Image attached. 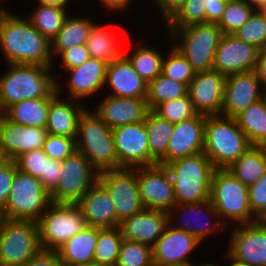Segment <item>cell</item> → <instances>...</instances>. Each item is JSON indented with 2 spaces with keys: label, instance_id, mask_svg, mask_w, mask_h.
<instances>
[{
  "label": "cell",
  "instance_id": "cell-1",
  "mask_svg": "<svg viewBox=\"0 0 266 266\" xmlns=\"http://www.w3.org/2000/svg\"><path fill=\"white\" fill-rule=\"evenodd\" d=\"M9 8L0 10V48L6 64L53 66L51 42L29 19ZM13 13V14H12Z\"/></svg>",
  "mask_w": 266,
  "mask_h": 266
},
{
  "label": "cell",
  "instance_id": "cell-2",
  "mask_svg": "<svg viewBox=\"0 0 266 266\" xmlns=\"http://www.w3.org/2000/svg\"><path fill=\"white\" fill-rule=\"evenodd\" d=\"M55 66L7 64L0 74V105L5 112L26 99L50 98L57 92Z\"/></svg>",
  "mask_w": 266,
  "mask_h": 266
},
{
  "label": "cell",
  "instance_id": "cell-3",
  "mask_svg": "<svg viewBox=\"0 0 266 266\" xmlns=\"http://www.w3.org/2000/svg\"><path fill=\"white\" fill-rule=\"evenodd\" d=\"M75 141L77 151L88 159L98 173L121 168L113 130L89 107L80 116Z\"/></svg>",
  "mask_w": 266,
  "mask_h": 266
},
{
  "label": "cell",
  "instance_id": "cell-4",
  "mask_svg": "<svg viewBox=\"0 0 266 266\" xmlns=\"http://www.w3.org/2000/svg\"><path fill=\"white\" fill-rule=\"evenodd\" d=\"M251 146L235 118L206 116L203 152L215 169H228Z\"/></svg>",
  "mask_w": 266,
  "mask_h": 266
},
{
  "label": "cell",
  "instance_id": "cell-5",
  "mask_svg": "<svg viewBox=\"0 0 266 266\" xmlns=\"http://www.w3.org/2000/svg\"><path fill=\"white\" fill-rule=\"evenodd\" d=\"M176 203H202L210 199L215 168L204 152L177 159L166 165Z\"/></svg>",
  "mask_w": 266,
  "mask_h": 266
},
{
  "label": "cell",
  "instance_id": "cell-6",
  "mask_svg": "<svg viewBox=\"0 0 266 266\" xmlns=\"http://www.w3.org/2000/svg\"><path fill=\"white\" fill-rule=\"evenodd\" d=\"M209 201L227 227L259 221L251 211L248 187L228 169L214 170Z\"/></svg>",
  "mask_w": 266,
  "mask_h": 266
},
{
  "label": "cell",
  "instance_id": "cell-7",
  "mask_svg": "<svg viewBox=\"0 0 266 266\" xmlns=\"http://www.w3.org/2000/svg\"><path fill=\"white\" fill-rule=\"evenodd\" d=\"M166 30L169 41L195 72L212 70L215 52L223 35L218 24L200 23Z\"/></svg>",
  "mask_w": 266,
  "mask_h": 266
},
{
  "label": "cell",
  "instance_id": "cell-8",
  "mask_svg": "<svg viewBox=\"0 0 266 266\" xmlns=\"http://www.w3.org/2000/svg\"><path fill=\"white\" fill-rule=\"evenodd\" d=\"M41 249L37 221L0 218V266H25Z\"/></svg>",
  "mask_w": 266,
  "mask_h": 266
},
{
  "label": "cell",
  "instance_id": "cell-9",
  "mask_svg": "<svg viewBox=\"0 0 266 266\" xmlns=\"http://www.w3.org/2000/svg\"><path fill=\"white\" fill-rule=\"evenodd\" d=\"M51 203L50 193L39 178L17 170L0 217L37 221Z\"/></svg>",
  "mask_w": 266,
  "mask_h": 266
},
{
  "label": "cell",
  "instance_id": "cell-10",
  "mask_svg": "<svg viewBox=\"0 0 266 266\" xmlns=\"http://www.w3.org/2000/svg\"><path fill=\"white\" fill-rule=\"evenodd\" d=\"M37 224L41 248L53 251L87 226L80 208L71 203H51Z\"/></svg>",
  "mask_w": 266,
  "mask_h": 266
},
{
  "label": "cell",
  "instance_id": "cell-11",
  "mask_svg": "<svg viewBox=\"0 0 266 266\" xmlns=\"http://www.w3.org/2000/svg\"><path fill=\"white\" fill-rule=\"evenodd\" d=\"M98 180V172L79 151L62 161L57 185L49 192L52 203L75 204Z\"/></svg>",
  "mask_w": 266,
  "mask_h": 266
},
{
  "label": "cell",
  "instance_id": "cell-12",
  "mask_svg": "<svg viewBox=\"0 0 266 266\" xmlns=\"http://www.w3.org/2000/svg\"><path fill=\"white\" fill-rule=\"evenodd\" d=\"M168 223L176 229L190 233L200 242L215 235V232L225 233L227 227L209 200L202 203H176L168 211Z\"/></svg>",
  "mask_w": 266,
  "mask_h": 266
},
{
  "label": "cell",
  "instance_id": "cell-13",
  "mask_svg": "<svg viewBox=\"0 0 266 266\" xmlns=\"http://www.w3.org/2000/svg\"><path fill=\"white\" fill-rule=\"evenodd\" d=\"M98 181L107 189L120 222L145 209L140 198L137 168H120L98 173Z\"/></svg>",
  "mask_w": 266,
  "mask_h": 266
},
{
  "label": "cell",
  "instance_id": "cell-14",
  "mask_svg": "<svg viewBox=\"0 0 266 266\" xmlns=\"http://www.w3.org/2000/svg\"><path fill=\"white\" fill-rule=\"evenodd\" d=\"M137 181L145 209L168 212L176 204L173 182L166 166L137 167Z\"/></svg>",
  "mask_w": 266,
  "mask_h": 266
},
{
  "label": "cell",
  "instance_id": "cell-15",
  "mask_svg": "<svg viewBox=\"0 0 266 266\" xmlns=\"http://www.w3.org/2000/svg\"><path fill=\"white\" fill-rule=\"evenodd\" d=\"M231 229L226 252L248 266H266V227L257 221Z\"/></svg>",
  "mask_w": 266,
  "mask_h": 266
},
{
  "label": "cell",
  "instance_id": "cell-16",
  "mask_svg": "<svg viewBox=\"0 0 266 266\" xmlns=\"http://www.w3.org/2000/svg\"><path fill=\"white\" fill-rule=\"evenodd\" d=\"M106 68L107 63L90 57L81 66L66 70L68 80L66 79V84H60V80H57V93L62 96L66 90L67 98L82 103L83 100L101 95L100 93L105 89Z\"/></svg>",
  "mask_w": 266,
  "mask_h": 266
},
{
  "label": "cell",
  "instance_id": "cell-17",
  "mask_svg": "<svg viewBox=\"0 0 266 266\" xmlns=\"http://www.w3.org/2000/svg\"><path fill=\"white\" fill-rule=\"evenodd\" d=\"M112 130L115 151L121 168L150 166V152L144 121L118 126Z\"/></svg>",
  "mask_w": 266,
  "mask_h": 266
},
{
  "label": "cell",
  "instance_id": "cell-18",
  "mask_svg": "<svg viewBox=\"0 0 266 266\" xmlns=\"http://www.w3.org/2000/svg\"><path fill=\"white\" fill-rule=\"evenodd\" d=\"M195 236L167 225L152 247L153 262L158 266H180L192 263L190 256L202 246Z\"/></svg>",
  "mask_w": 266,
  "mask_h": 266
},
{
  "label": "cell",
  "instance_id": "cell-19",
  "mask_svg": "<svg viewBox=\"0 0 266 266\" xmlns=\"http://www.w3.org/2000/svg\"><path fill=\"white\" fill-rule=\"evenodd\" d=\"M226 77L215 70L196 72L188 86V94L198 114L221 115Z\"/></svg>",
  "mask_w": 266,
  "mask_h": 266
},
{
  "label": "cell",
  "instance_id": "cell-20",
  "mask_svg": "<svg viewBox=\"0 0 266 266\" xmlns=\"http://www.w3.org/2000/svg\"><path fill=\"white\" fill-rule=\"evenodd\" d=\"M206 115L196 116L174 124L165 156L157 163L167 164L196 153L203 152Z\"/></svg>",
  "mask_w": 266,
  "mask_h": 266
},
{
  "label": "cell",
  "instance_id": "cell-21",
  "mask_svg": "<svg viewBox=\"0 0 266 266\" xmlns=\"http://www.w3.org/2000/svg\"><path fill=\"white\" fill-rule=\"evenodd\" d=\"M258 49L233 34H223L215 52L212 70L225 76L253 71Z\"/></svg>",
  "mask_w": 266,
  "mask_h": 266
},
{
  "label": "cell",
  "instance_id": "cell-22",
  "mask_svg": "<svg viewBox=\"0 0 266 266\" xmlns=\"http://www.w3.org/2000/svg\"><path fill=\"white\" fill-rule=\"evenodd\" d=\"M265 95L254 70L230 74L226 77L221 115L234 118Z\"/></svg>",
  "mask_w": 266,
  "mask_h": 266
},
{
  "label": "cell",
  "instance_id": "cell-23",
  "mask_svg": "<svg viewBox=\"0 0 266 266\" xmlns=\"http://www.w3.org/2000/svg\"><path fill=\"white\" fill-rule=\"evenodd\" d=\"M92 110L111 128L143 122L150 111L146 98L107 95Z\"/></svg>",
  "mask_w": 266,
  "mask_h": 266
},
{
  "label": "cell",
  "instance_id": "cell-24",
  "mask_svg": "<svg viewBox=\"0 0 266 266\" xmlns=\"http://www.w3.org/2000/svg\"><path fill=\"white\" fill-rule=\"evenodd\" d=\"M48 132L46 127H31L0 117V144L10 160L21 154L43 148Z\"/></svg>",
  "mask_w": 266,
  "mask_h": 266
},
{
  "label": "cell",
  "instance_id": "cell-25",
  "mask_svg": "<svg viewBox=\"0 0 266 266\" xmlns=\"http://www.w3.org/2000/svg\"><path fill=\"white\" fill-rule=\"evenodd\" d=\"M75 204L86 225L101 229L118 227L116 207L110 193L98 180Z\"/></svg>",
  "mask_w": 266,
  "mask_h": 266
},
{
  "label": "cell",
  "instance_id": "cell-26",
  "mask_svg": "<svg viewBox=\"0 0 266 266\" xmlns=\"http://www.w3.org/2000/svg\"><path fill=\"white\" fill-rule=\"evenodd\" d=\"M168 224V212L144 209L120 222L119 228L124 239L152 248Z\"/></svg>",
  "mask_w": 266,
  "mask_h": 266
},
{
  "label": "cell",
  "instance_id": "cell-27",
  "mask_svg": "<svg viewBox=\"0 0 266 266\" xmlns=\"http://www.w3.org/2000/svg\"><path fill=\"white\" fill-rule=\"evenodd\" d=\"M104 87L110 89L105 95L116 97L147 98L148 93V83L138 75L125 55L107 64Z\"/></svg>",
  "mask_w": 266,
  "mask_h": 266
},
{
  "label": "cell",
  "instance_id": "cell-28",
  "mask_svg": "<svg viewBox=\"0 0 266 266\" xmlns=\"http://www.w3.org/2000/svg\"><path fill=\"white\" fill-rule=\"evenodd\" d=\"M60 96L57 92L49 98L47 132L52 135L75 138L80 116L87 109L81 101Z\"/></svg>",
  "mask_w": 266,
  "mask_h": 266
},
{
  "label": "cell",
  "instance_id": "cell-29",
  "mask_svg": "<svg viewBox=\"0 0 266 266\" xmlns=\"http://www.w3.org/2000/svg\"><path fill=\"white\" fill-rule=\"evenodd\" d=\"M99 228L86 226L56 251L63 266H85L94 263Z\"/></svg>",
  "mask_w": 266,
  "mask_h": 266
},
{
  "label": "cell",
  "instance_id": "cell-30",
  "mask_svg": "<svg viewBox=\"0 0 266 266\" xmlns=\"http://www.w3.org/2000/svg\"><path fill=\"white\" fill-rule=\"evenodd\" d=\"M88 17L73 14L66 17L62 28L51 42L53 60L65 49L86 44L93 26L97 23L92 17Z\"/></svg>",
  "mask_w": 266,
  "mask_h": 266
},
{
  "label": "cell",
  "instance_id": "cell-31",
  "mask_svg": "<svg viewBox=\"0 0 266 266\" xmlns=\"http://www.w3.org/2000/svg\"><path fill=\"white\" fill-rule=\"evenodd\" d=\"M118 37V32H114L113 28L96 23L86 42L90 56L107 64L121 58L124 55V48L120 46L123 39L120 41Z\"/></svg>",
  "mask_w": 266,
  "mask_h": 266
},
{
  "label": "cell",
  "instance_id": "cell-32",
  "mask_svg": "<svg viewBox=\"0 0 266 266\" xmlns=\"http://www.w3.org/2000/svg\"><path fill=\"white\" fill-rule=\"evenodd\" d=\"M49 98L26 99L10 106L4 115L12 122L23 126L46 127Z\"/></svg>",
  "mask_w": 266,
  "mask_h": 266
},
{
  "label": "cell",
  "instance_id": "cell-33",
  "mask_svg": "<svg viewBox=\"0 0 266 266\" xmlns=\"http://www.w3.org/2000/svg\"><path fill=\"white\" fill-rule=\"evenodd\" d=\"M150 152V166L157 164L167 150L174 124L150 110L144 120Z\"/></svg>",
  "mask_w": 266,
  "mask_h": 266
},
{
  "label": "cell",
  "instance_id": "cell-34",
  "mask_svg": "<svg viewBox=\"0 0 266 266\" xmlns=\"http://www.w3.org/2000/svg\"><path fill=\"white\" fill-rule=\"evenodd\" d=\"M234 118L249 143L256 146L266 138V95Z\"/></svg>",
  "mask_w": 266,
  "mask_h": 266
},
{
  "label": "cell",
  "instance_id": "cell-35",
  "mask_svg": "<svg viewBox=\"0 0 266 266\" xmlns=\"http://www.w3.org/2000/svg\"><path fill=\"white\" fill-rule=\"evenodd\" d=\"M124 55L132 63L138 75L148 84L161 74L164 54L158 48L143 43L131 53H127L124 48Z\"/></svg>",
  "mask_w": 266,
  "mask_h": 266
},
{
  "label": "cell",
  "instance_id": "cell-36",
  "mask_svg": "<svg viewBox=\"0 0 266 266\" xmlns=\"http://www.w3.org/2000/svg\"><path fill=\"white\" fill-rule=\"evenodd\" d=\"M228 170L247 187L266 173V158L255 145L249 147Z\"/></svg>",
  "mask_w": 266,
  "mask_h": 266
},
{
  "label": "cell",
  "instance_id": "cell-37",
  "mask_svg": "<svg viewBox=\"0 0 266 266\" xmlns=\"http://www.w3.org/2000/svg\"><path fill=\"white\" fill-rule=\"evenodd\" d=\"M37 4L27 18L44 37L52 42L62 28L69 11L50 5Z\"/></svg>",
  "mask_w": 266,
  "mask_h": 266
},
{
  "label": "cell",
  "instance_id": "cell-38",
  "mask_svg": "<svg viewBox=\"0 0 266 266\" xmlns=\"http://www.w3.org/2000/svg\"><path fill=\"white\" fill-rule=\"evenodd\" d=\"M188 94L185 83L167 78L163 74L157 76L148 84L147 103L150 110L158 104L181 98Z\"/></svg>",
  "mask_w": 266,
  "mask_h": 266
},
{
  "label": "cell",
  "instance_id": "cell-39",
  "mask_svg": "<svg viewBox=\"0 0 266 266\" xmlns=\"http://www.w3.org/2000/svg\"><path fill=\"white\" fill-rule=\"evenodd\" d=\"M123 240L119 227L99 228L98 241L94 250V263L116 266Z\"/></svg>",
  "mask_w": 266,
  "mask_h": 266
},
{
  "label": "cell",
  "instance_id": "cell-40",
  "mask_svg": "<svg viewBox=\"0 0 266 266\" xmlns=\"http://www.w3.org/2000/svg\"><path fill=\"white\" fill-rule=\"evenodd\" d=\"M209 0H185L178 11L163 25L165 28H181L206 23Z\"/></svg>",
  "mask_w": 266,
  "mask_h": 266
},
{
  "label": "cell",
  "instance_id": "cell-41",
  "mask_svg": "<svg viewBox=\"0 0 266 266\" xmlns=\"http://www.w3.org/2000/svg\"><path fill=\"white\" fill-rule=\"evenodd\" d=\"M169 49L167 51L168 54H164L162 60L161 74L167 78L185 83L189 86V83L194 78L196 72L193 70L187 59L172 45V43Z\"/></svg>",
  "mask_w": 266,
  "mask_h": 266
},
{
  "label": "cell",
  "instance_id": "cell-42",
  "mask_svg": "<svg viewBox=\"0 0 266 266\" xmlns=\"http://www.w3.org/2000/svg\"><path fill=\"white\" fill-rule=\"evenodd\" d=\"M152 111L172 124L185 121L198 114L194 109L189 94L165 103H160Z\"/></svg>",
  "mask_w": 266,
  "mask_h": 266
},
{
  "label": "cell",
  "instance_id": "cell-43",
  "mask_svg": "<svg viewBox=\"0 0 266 266\" xmlns=\"http://www.w3.org/2000/svg\"><path fill=\"white\" fill-rule=\"evenodd\" d=\"M153 253L148 245L124 239L116 266H152Z\"/></svg>",
  "mask_w": 266,
  "mask_h": 266
},
{
  "label": "cell",
  "instance_id": "cell-44",
  "mask_svg": "<svg viewBox=\"0 0 266 266\" xmlns=\"http://www.w3.org/2000/svg\"><path fill=\"white\" fill-rule=\"evenodd\" d=\"M254 11L245 1L227 2L218 27L223 34H233L249 20Z\"/></svg>",
  "mask_w": 266,
  "mask_h": 266
},
{
  "label": "cell",
  "instance_id": "cell-45",
  "mask_svg": "<svg viewBox=\"0 0 266 266\" xmlns=\"http://www.w3.org/2000/svg\"><path fill=\"white\" fill-rule=\"evenodd\" d=\"M233 35L260 50L266 46V20L258 10H255L249 20Z\"/></svg>",
  "mask_w": 266,
  "mask_h": 266
},
{
  "label": "cell",
  "instance_id": "cell-46",
  "mask_svg": "<svg viewBox=\"0 0 266 266\" xmlns=\"http://www.w3.org/2000/svg\"><path fill=\"white\" fill-rule=\"evenodd\" d=\"M42 149L49 158L58 161H64L77 151L75 138L49 133L45 138Z\"/></svg>",
  "mask_w": 266,
  "mask_h": 266
},
{
  "label": "cell",
  "instance_id": "cell-47",
  "mask_svg": "<svg viewBox=\"0 0 266 266\" xmlns=\"http://www.w3.org/2000/svg\"><path fill=\"white\" fill-rule=\"evenodd\" d=\"M47 157L43 149L40 148L21 154L15 159V163L20 172L40 179L42 175H45Z\"/></svg>",
  "mask_w": 266,
  "mask_h": 266
},
{
  "label": "cell",
  "instance_id": "cell-48",
  "mask_svg": "<svg viewBox=\"0 0 266 266\" xmlns=\"http://www.w3.org/2000/svg\"><path fill=\"white\" fill-rule=\"evenodd\" d=\"M252 214L259 220L266 214V173L248 187Z\"/></svg>",
  "mask_w": 266,
  "mask_h": 266
},
{
  "label": "cell",
  "instance_id": "cell-49",
  "mask_svg": "<svg viewBox=\"0 0 266 266\" xmlns=\"http://www.w3.org/2000/svg\"><path fill=\"white\" fill-rule=\"evenodd\" d=\"M90 53L87 50L86 44L76 45L69 49L63 50L53 62V67L55 63L57 64V60L60 59V67L64 68V70H69L78 66H81L85 61L90 58ZM56 60V61H55Z\"/></svg>",
  "mask_w": 266,
  "mask_h": 266
},
{
  "label": "cell",
  "instance_id": "cell-50",
  "mask_svg": "<svg viewBox=\"0 0 266 266\" xmlns=\"http://www.w3.org/2000/svg\"><path fill=\"white\" fill-rule=\"evenodd\" d=\"M17 170L15 160H9L0 166V213L4 210L8 201L13 177Z\"/></svg>",
  "mask_w": 266,
  "mask_h": 266
},
{
  "label": "cell",
  "instance_id": "cell-51",
  "mask_svg": "<svg viewBox=\"0 0 266 266\" xmlns=\"http://www.w3.org/2000/svg\"><path fill=\"white\" fill-rule=\"evenodd\" d=\"M62 161L46 158L45 175L40 177L43 186L50 192L58 183L61 175Z\"/></svg>",
  "mask_w": 266,
  "mask_h": 266
},
{
  "label": "cell",
  "instance_id": "cell-52",
  "mask_svg": "<svg viewBox=\"0 0 266 266\" xmlns=\"http://www.w3.org/2000/svg\"><path fill=\"white\" fill-rule=\"evenodd\" d=\"M25 266H63L57 251L41 249Z\"/></svg>",
  "mask_w": 266,
  "mask_h": 266
},
{
  "label": "cell",
  "instance_id": "cell-53",
  "mask_svg": "<svg viewBox=\"0 0 266 266\" xmlns=\"http://www.w3.org/2000/svg\"><path fill=\"white\" fill-rule=\"evenodd\" d=\"M156 4H155V3ZM185 0H154L153 3L159 9L162 23H166L183 5Z\"/></svg>",
  "mask_w": 266,
  "mask_h": 266
},
{
  "label": "cell",
  "instance_id": "cell-54",
  "mask_svg": "<svg viewBox=\"0 0 266 266\" xmlns=\"http://www.w3.org/2000/svg\"><path fill=\"white\" fill-rule=\"evenodd\" d=\"M226 0H209L206 9V23L218 24L226 7Z\"/></svg>",
  "mask_w": 266,
  "mask_h": 266
},
{
  "label": "cell",
  "instance_id": "cell-55",
  "mask_svg": "<svg viewBox=\"0 0 266 266\" xmlns=\"http://www.w3.org/2000/svg\"><path fill=\"white\" fill-rule=\"evenodd\" d=\"M101 4V8L104 10L103 13L109 14L110 16L114 13L123 14L131 7L134 0H97ZM111 13V14H110ZM113 13V14H112Z\"/></svg>",
  "mask_w": 266,
  "mask_h": 266
},
{
  "label": "cell",
  "instance_id": "cell-56",
  "mask_svg": "<svg viewBox=\"0 0 266 266\" xmlns=\"http://www.w3.org/2000/svg\"><path fill=\"white\" fill-rule=\"evenodd\" d=\"M254 71L260 80L262 89L266 92V46L258 50Z\"/></svg>",
  "mask_w": 266,
  "mask_h": 266
},
{
  "label": "cell",
  "instance_id": "cell-57",
  "mask_svg": "<svg viewBox=\"0 0 266 266\" xmlns=\"http://www.w3.org/2000/svg\"><path fill=\"white\" fill-rule=\"evenodd\" d=\"M36 2L43 4V5H50V6H54L58 8L67 9L68 4L70 2L72 3V0H36Z\"/></svg>",
  "mask_w": 266,
  "mask_h": 266
},
{
  "label": "cell",
  "instance_id": "cell-58",
  "mask_svg": "<svg viewBox=\"0 0 266 266\" xmlns=\"http://www.w3.org/2000/svg\"><path fill=\"white\" fill-rule=\"evenodd\" d=\"M254 10H259L261 7L266 5V0H243Z\"/></svg>",
  "mask_w": 266,
  "mask_h": 266
},
{
  "label": "cell",
  "instance_id": "cell-59",
  "mask_svg": "<svg viewBox=\"0 0 266 266\" xmlns=\"http://www.w3.org/2000/svg\"><path fill=\"white\" fill-rule=\"evenodd\" d=\"M226 258H224L228 265L227 266H248L247 264L245 263H242L236 259H234L232 256H230L227 252L225 253L224 255ZM229 261V262H228Z\"/></svg>",
  "mask_w": 266,
  "mask_h": 266
},
{
  "label": "cell",
  "instance_id": "cell-60",
  "mask_svg": "<svg viewBox=\"0 0 266 266\" xmlns=\"http://www.w3.org/2000/svg\"><path fill=\"white\" fill-rule=\"evenodd\" d=\"M10 159L8 158V156L5 153V150L3 149V147L0 144V166L5 164L6 162H8Z\"/></svg>",
  "mask_w": 266,
  "mask_h": 266
},
{
  "label": "cell",
  "instance_id": "cell-61",
  "mask_svg": "<svg viewBox=\"0 0 266 266\" xmlns=\"http://www.w3.org/2000/svg\"><path fill=\"white\" fill-rule=\"evenodd\" d=\"M256 146L259 148V150L261 151V153L263 154V156L266 158V138H264Z\"/></svg>",
  "mask_w": 266,
  "mask_h": 266
},
{
  "label": "cell",
  "instance_id": "cell-62",
  "mask_svg": "<svg viewBox=\"0 0 266 266\" xmlns=\"http://www.w3.org/2000/svg\"><path fill=\"white\" fill-rule=\"evenodd\" d=\"M203 263H200V264H196V262H195V266H222V265H220V264H216L215 262H204V261H202Z\"/></svg>",
  "mask_w": 266,
  "mask_h": 266
},
{
  "label": "cell",
  "instance_id": "cell-63",
  "mask_svg": "<svg viewBox=\"0 0 266 266\" xmlns=\"http://www.w3.org/2000/svg\"><path fill=\"white\" fill-rule=\"evenodd\" d=\"M258 11L263 16V18L266 20V5H264L263 7H261Z\"/></svg>",
  "mask_w": 266,
  "mask_h": 266
},
{
  "label": "cell",
  "instance_id": "cell-64",
  "mask_svg": "<svg viewBox=\"0 0 266 266\" xmlns=\"http://www.w3.org/2000/svg\"><path fill=\"white\" fill-rule=\"evenodd\" d=\"M259 221L266 227V214Z\"/></svg>",
  "mask_w": 266,
  "mask_h": 266
},
{
  "label": "cell",
  "instance_id": "cell-65",
  "mask_svg": "<svg viewBox=\"0 0 266 266\" xmlns=\"http://www.w3.org/2000/svg\"><path fill=\"white\" fill-rule=\"evenodd\" d=\"M85 266H109V265H103V264L91 263V264H89V265H85Z\"/></svg>",
  "mask_w": 266,
  "mask_h": 266
},
{
  "label": "cell",
  "instance_id": "cell-66",
  "mask_svg": "<svg viewBox=\"0 0 266 266\" xmlns=\"http://www.w3.org/2000/svg\"><path fill=\"white\" fill-rule=\"evenodd\" d=\"M4 115V111L3 109L1 108V105H0V117H2Z\"/></svg>",
  "mask_w": 266,
  "mask_h": 266
},
{
  "label": "cell",
  "instance_id": "cell-67",
  "mask_svg": "<svg viewBox=\"0 0 266 266\" xmlns=\"http://www.w3.org/2000/svg\"><path fill=\"white\" fill-rule=\"evenodd\" d=\"M180 266H195V263L192 262V263H190V264H185V265H180Z\"/></svg>",
  "mask_w": 266,
  "mask_h": 266
},
{
  "label": "cell",
  "instance_id": "cell-68",
  "mask_svg": "<svg viewBox=\"0 0 266 266\" xmlns=\"http://www.w3.org/2000/svg\"><path fill=\"white\" fill-rule=\"evenodd\" d=\"M3 5H5V4H3L2 1L0 0V10L4 7Z\"/></svg>",
  "mask_w": 266,
  "mask_h": 266
},
{
  "label": "cell",
  "instance_id": "cell-69",
  "mask_svg": "<svg viewBox=\"0 0 266 266\" xmlns=\"http://www.w3.org/2000/svg\"><path fill=\"white\" fill-rule=\"evenodd\" d=\"M243 1V0H226V2Z\"/></svg>",
  "mask_w": 266,
  "mask_h": 266
}]
</instances>
